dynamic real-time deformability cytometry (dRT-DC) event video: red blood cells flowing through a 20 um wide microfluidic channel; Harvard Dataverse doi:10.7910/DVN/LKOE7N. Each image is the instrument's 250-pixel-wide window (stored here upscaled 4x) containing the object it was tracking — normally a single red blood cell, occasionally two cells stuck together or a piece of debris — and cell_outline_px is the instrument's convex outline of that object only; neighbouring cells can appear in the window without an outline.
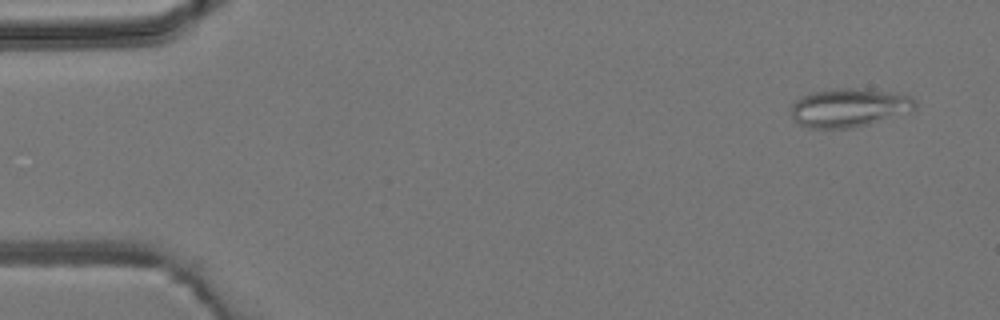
{"species": "common noctule bat (a hibernating species)", "species_latin": "Nyctalus noctula", "temperature_condition": "room temperature", "stored_images_in_passage": 3, "camera_frame_rate_fps": 3000, "um_per_image_px": 0.085, "animal": {"sex": "male", "body_mass_g": 19.2, "forearm_length_mm": 51.8}, "frame": {"image": 1, "passage_image": 1, "time_ms": 0.0, "image_size_px": [1000, 320], "cell_outline_px": [[916, 108], [868, 124], [848, 128], [808, 128], [800, 124], [792, 116], [792, 104], [800, 96], [812, 92], [832, 88], [856, 88], [912, 96], [916, 100]], "centroid_in_image_um": [72.11, 9.14], "position_along_channel_um": 12.9, "area_um2": 27.4}}